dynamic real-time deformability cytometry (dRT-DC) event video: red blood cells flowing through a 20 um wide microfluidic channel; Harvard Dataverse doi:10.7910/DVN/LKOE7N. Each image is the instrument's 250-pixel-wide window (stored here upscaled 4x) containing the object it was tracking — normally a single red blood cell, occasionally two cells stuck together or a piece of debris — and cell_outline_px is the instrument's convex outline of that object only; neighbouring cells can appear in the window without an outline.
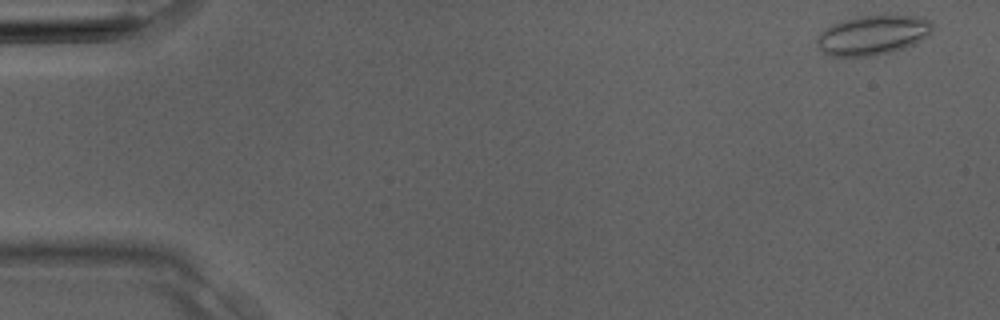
{"species": "Egyptian fruit bat (a non-hibernating species)", "species_latin": "Rousettus aegyptiacus", "temperature_condition": "room temperature", "stored_images_in_passage": 4, "camera_frame_rate_fps": 3000, "um_per_image_px": 0.085, "animal": {"sex": "male"}, "frame": {"image": 1, "passage_image": 4, "time_ms": 1.0, "image_size_px": [1000, 320], "cell_outline_px": [[932, 32], [928, 36], [904, 48], [888, 52], [868, 56], [832, 56], [824, 52], [816, 44], [816, 40], [832, 24], [844, 20], [860, 16], [916, 16], [928, 20], [932, 24]], "centroid_in_image_um": [74.2, 2.99], "position_along_channel_um": 10.8, "area_um2": 25.95}}